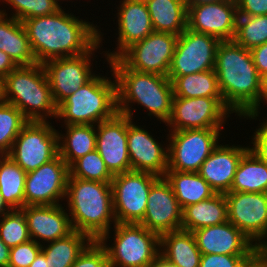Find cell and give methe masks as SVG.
I'll return each mask as SVG.
<instances>
[{
  "label": "cell",
  "mask_w": 267,
  "mask_h": 267,
  "mask_svg": "<svg viewBox=\"0 0 267 267\" xmlns=\"http://www.w3.org/2000/svg\"><path fill=\"white\" fill-rule=\"evenodd\" d=\"M66 13L62 7L51 15L22 21L37 63L88 52L99 41V27Z\"/></svg>",
  "instance_id": "6da1fadb"
},
{
  "label": "cell",
  "mask_w": 267,
  "mask_h": 267,
  "mask_svg": "<svg viewBox=\"0 0 267 267\" xmlns=\"http://www.w3.org/2000/svg\"><path fill=\"white\" fill-rule=\"evenodd\" d=\"M214 70L225 106L239 117L248 114L261 92V77L250 50L234 41H221Z\"/></svg>",
  "instance_id": "7a4b0ae2"
},
{
  "label": "cell",
  "mask_w": 267,
  "mask_h": 267,
  "mask_svg": "<svg viewBox=\"0 0 267 267\" xmlns=\"http://www.w3.org/2000/svg\"><path fill=\"white\" fill-rule=\"evenodd\" d=\"M107 62L113 72L111 76L116 80L117 111L134 120L136 108L132 106L137 103L149 111L148 116H154L166 125L172 114L174 96L169 78L129 69L119 58Z\"/></svg>",
  "instance_id": "3957f363"
},
{
  "label": "cell",
  "mask_w": 267,
  "mask_h": 267,
  "mask_svg": "<svg viewBox=\"0 0 267 267\" xmlns=\"http://www.w3.org/2000/svg\"><path fill=\"white\" fill-rule=\"evenodd\" d=\"M65 200L74 230L86 233L92 240L111 238L112 223L116 224L111 182L68 177Z\"/></svg>",
  "instance_id": "277c9868"
},
{
  "label": "cell",
  "mask_w": 267,
  "mask_h": 267,
  "mask_svg": "<svg viewBox=\"0 0 267 267\" xmlns=\"http://www.w3.org/2000/svg\"><path fill=\"white\" fill-rule=\"evenodd\" d=\"M5 102L14 105L28 121L46 122L58 115L42 64L17 66L4 78Z\"/></svg>",
  "instance_id": "5b68a950"
},
{
  "label": "cell",
  "mask_w": 267,
  "mask_h": 267,
  "mask_svg": "<svg viewBox=\"0 0 267 267\" xmlns=\"http://www.w3.org/2000/svg\"><path fill=\"white\" fill-rule=\"evenodd\" d=\"M99 75L58 106L57 119H63L65 125H97L118 112L116 80Z\"/></svg>",
  "instance_id": "8992f818"
},
{
  "label": "cell",
  "mask_w": 267,
  "mask_h": 267,
  "mask_svg": "<svg viewBox=\"0 0 267 267\" xmlns=\"http://www.w3.org/2000/svg\"><path fill=\"white\" fill-rule=\"evenodd\" d=\"M114 243L100 241L108 254L109 267H149L159 256L160 236L139 223H116Z\"/></svg>",
  "instance_id": "52a82bcc"
},
{
  "label": "cell",
  "mask_w": 267,
  "mask_h": 267,
  "mask_svg": "<svg viewBox=\"0 0 267 267\" xmlns=\"http://www.w3.org/2000/svg\"><path fill=\"white\" fill-rule=\"evenodd\" d=\"M222 128L186 129L168 134V170L198 172L219 145Z\"/></svg>",
  "instance_id": "ba28073f"
},
{
  "label": "cell",
  "mask_w": 267,
  "mask_h": 267,
  "mask_svg": "<svg viewBox=\"0 0 267 267\" xmlns=\"http://www.w3.org/2000/svg\"><path fill=\"white\" fill-rule=\"evenodd\" d=\"M159 178L133 170L114 175L111 186L116 223H139L143 219L150 188Z\"/></svg>",
  "instance_id": "9c48e42d"
},
{
  "label": "cell",
  "mask_w": 267,
  "mask_h": 267,
  "mask_svg": "<svg viewBox=\"0 0 267 267\" xmlns=\"http://www.w3.org/2000/svg\"><path fill=\"white\" fill-rule=\"evenodd\" d=\"M49 121H29L15 139L9 155L26 173L58 155V133Z\"/></svg>",
  "instance_id": "30bf717a"
},
{
  "label": "cell",
  "mask_w": 267,
  "mask_h": 267,
  "mask_svg": "<svg viewBox=\"0 0 267 267\" xmlns=\"http://www.w3.org/2000/svg\"><path fill=\"white\" fill-rule=\"evenodd\" d=\"M102 36V32H99V41L84 54L50 59L42 64L57 106L96 75L91 68V56L101 48Z\"/></svg>",
  "instance_id": "8fae6325"
},
{
  "label": "cell",
  "mask_w": 267,
  "mask_h": 267,
  "mask_svg": "<svg viewBox=\"0 0 267 267\" xmlns=\"http://www.w3.org/2000/svg\"><path fill=\"white\" fill-rule=\"evenodd\" d=\"M220 42L215 36L186 28L178 36L167 77H179L214 69Z\"/></svg>",
  "instance_id": "7c38bea8"
},
{
  "label": "cell",
  "mask_w": 267,
  "mask_h": 267,
  "mask_svg": "<svg viewBox=\"0 0 267 267\" xmlns=\"http://www.w3.org/2000/svg\"><path fill=\"white\" fill-rule=\"evenodd\" d=\"M231 113L223 98L173 97L172 114L166 126L171 131L222 128Z\"/></svg>",
  "instance_id": "4fadbf2b"
},
{
  "label": "cell",
  "mask_w": 267,
  "mask_h": 267,
  "mask_svg": "<svg viewBox=\"0 0 267 267\" xmlns=\"http://www.w3.org/2000/svg\"><path fill=\"white\" fill-rule=\"evenodd\" d=\"M177 39L178 35L154 31L132 44L118 58L134 71L167 76Z\"/></svg>",
  "instance_id": "5bb4252c"
},
{
  "label": "cell",
  "mask_w": 267,
  "mask_h": 267,
  "mask_svg": "<svg viewBox=\"0 0 267 267\" xmlns=\"http://www.w3.org/2000/svg\"><path fill=\"white\" fill-rule=\"evenodd\" d=\"M228 221L259 247L267 239V193L227 192Z\"/></svg>",
  "instance_id": "9a60e30c"
},
{
  "label": "cell",
  "mask_w": 267,
  "mask_h": 267,
  "mask_svg": "<svg viewBox=\"0 0 267 267\" xmlns=\"http://www.w3.org/2000/svg\"><path fill=\"white\" fill-rule=\"evenodd\" d=\"M69 166L58 154L51 161L28 172L25 180V206L57 205L65 199Z\"/></svg>",
  "instance_id": "2e32d148"
},
{
  "label": "cell",
  "mask_w": 267,
  "mask_h": 267,
  "mask_svg": "<svg viewBox=\"0 0 267 267\" xmlns=\"http://www.w3.org/2000/svg\"><path fill=\"white\" fill-rule=\"evenodd\" d=\"M133 120L117 112L96 126V150L113 174L131 171L127 147V127Z\"/></svg>",
  "instance_id": "e0dca14e"
},
{
  "label": "cell",
  "mask_w": 267,
  "mask_h": 267,
  "mask_svg": "<svg viewBox=\"0 0 267 267\" xmlns=\"http://www.w3.org/2000/svg\"><path fill=\"white\" fill-rule=\"evenodd\" d=\"M237 4L220 0L187 7V28L209 34L220 41H233L236 33Z\"/></svg>",
  "instance_id": "ac0fdd59"
},
{
  "label": "cell",
  "mask_w": 267,
  "mask_h": 267,
  "mask_svg": "<svg viewBox=\"0 0 267 267\" xmlns=\"http://www.w3.org/2000/svg\"><path fill=\"white\" fill-rule=\"evenodd\" d=\"M182 208L164 177H160L150 188L143 219L139 222L159 236L181 229Z\"/></svg>",
  "instance_id": "d6986e66"
},
{
  "label": "cell",
  "mask_w": 267,
  "mask_h": 267,
  "mask_svg": "<svg viewBox=\"0 0 267 267\" xmlns=\"http://www.w3.org/2000/svg\"><path fill=\"white\" fill-rule=\"evenodd\" d=\"M134 124L127 127V147L131 170L164 177L168 170V144L158 143L148 131Z\"/></svg>",
  "instance_id": "ffe728a7"
},
{
  "label": "cell",
  "mask_w": 267,
  "mask_h": 267,
  "mask_svg": "<svg viewBox=\"0 0 267 267\" xmlns=\"http://www.w3.org/2000/svg\"><path fill=\"white\" fill-rule=\"evenodd\" d=\"M64 207L62 204L22 207L20 210L26 218L30 238L42 245L71 234L74 229L67 208Z\"/></svg>",
  "instance_id": "44dd1931"
},
{
  "label": "cell",
  "mask_w": 267,
  "mask_h": 267,
  "mask_svg": "<svg viewBox=\"0 0 267 267\" xmlns=\"http://www.w3.org/2000/svg\"><path fill=\"white\" fill-rule=\"evenodd\" d=\"M118 8V37L116 51L105 52L107 61L118 58L132 44L154 32L146 2L122 0Z\"/></svg>",
  "instance_id": "7402d4cb"
},
{
  "label": "cell",
  "mask_w": 267,
  "mask_h": 267,
  "mask_svg": "<svg viewBox=\"0 0 267 267\" xmlns=\"http://www.w3.org/2000/svg\"><path fill=\"white\" fill-rule=\"evenodd\" d=\"M202 254L250 255L257 247L229 221L192 232Z\"/></svg>",
  "instance_id": "603a6c76"
},
{
  "label": "cell",
  "mask_w": 267,
  "mask_h": 267,
  "mask_svg": "<svg viewBox=\"0 0 267 267\" xmlns=\"http://www.w3.org/2000/svg\"><path fill=\"white\" fill-rule=\"evenodd\" d=\"M219 145L202 163L198 174L206 180L216 193L230 192L237 166L249 146Z\"/></svg>",
  "instance_id": "cb8c5ba5"
},
{
  "label": "cell",
  "mask_w": 267,
  "mask_h": 267,
  "mask_svg": "<svg viewBox=\"0 0 267 267\" xmlns=\"http://www.w3.org/2000/svg\"><path fill=\"white\" fill-rule=\"evenodd\" d=\"M159 255L176 267H199L202 253L192 232L180 229L160 235Z\"/></svg>",
  "instance_id": "d4e9b609"
},
{
  "label": "cell",
  "mask_w": 267,
  "mask_h": 267,
  "mask_svg": "<svg viewBox=\"0 0 267 267\" xmlns=\"http://www.w3.org/2000/svg\"><path fill=\"white\" fill-rule=\"evenodd\" d=\"M228 221V204L224 194L185 207L182 211L181 229L193 232L197 229L219 225Z\"/></svg>",
  "instance_id": "484cf974"
},
{
  "label": "cell",
  "mask_w": 267,
  "mask_h": 267,
  "mask_svg": "<svg viewBox=\"0 0 267 267\" xmlns=\"http://www.w3.org/2000/svg\"><path fill=\"white\" fill-rule=\"evenodd\" d=\"M0 50L8 54L17 66L37 63L22 22L7 14L0 19Z\"/></svg>",
  "instance_id": "4316f807"
},
{
  "label": "cell",
  "mask_w": 267,
  "mask_h": 267,
  "mask_svg": "<svg viewBox=\"0 0 267 267\" xmlns=\"http://www.w3.org/2000/svg\"><path fill=\"white\" fill-rule=\"evenodd\" d=\"M155 32L180 35L187 28V6L183 0L146 2Z\"/></svg>",
  "instance_id": "83f0119b"
},
{
  "label": "cell",
  "mask_w": 267,
  "mask_h": 267,
  "mask_svg": "<svg viewBox=\"0 0 267 267\" xmlns=\"http://www.w3.org/2000/svg\"><path fill=\"white\" fill-rule=\"evenodd\" d=\"M164 178L171 185L182 210L216 194L198 172L166 171Z\"/></svg>",
  "instance_id": "f1b7e54d"
},
{
  "label": "cell",
  "mask_w": 267,
  "mask_h": 267,
  "mask_svg": "<svg viewBox=\"0 0 267 267\" xmlns=\"http://www.w3.org/2000/svg\"><path fill=\"white\" fill-rule=\"evenodd\" d=\"M58 133V154L70 166L75 160L96 149V125H65ZM65 134V135H64Z\"/></svg>",
  "instance_id": "f546056e"
},
{
  "label": "cell",
  "mask_w": 267,
  "mask_h": 267,
  "mask_svg": "<svg viewBox=\"0 0 267 267\" xmlns=\"http://www.w3.org/2000/svg\"><path fill=\"white\" fill-rule=\"evenodd\" d=\"M91 241L86 233L74 230L66 237L42 244L47 267H71Z\"/></svg>",
  "instance_id": "4dcf8cb0"
},
{
  "label": "cell",
  "mask_w": 267,
  "mask_h": 267,
  "mask_svg": "<svg viewBox=\"0 0 267 267\" xmlns=\"http://www.w3.org/2000/svg\"><path fill=\"white\" fill-rule=\"evenodd\" d=\"M230 191L267 193V165L250 150L239 161Z\"/></svg>",
  "instance_id": "1f68e13d"
},
{
  "label": "cell",
  "mask_w": 267,
  "mask_h": 267,
  "mask_svg": "<svg viewBox=\"0 0 267 267\" xmlns=\"http://www.w3.org/2000/svg\"><path fill=\"white\" fill-rule=\"evenodd\" d=\"M27 173L7 154L0 156V192L12 210L25 206Z\"/></svg>",
  "instance_id": "d6a6232c"
},
{
  "label": "cell",
  "mask_w": 267,
  "mask_h": 267,
  "mask_svg": "<svg viewBox=\"0 0 267 267\" xmlns=\"http://www.w3.org/2000/svg\"><path fill=\"white\" fill-rule=\"evenodd\" d=\"M172 83L173 97L222 98L215 70L203 71L179 77H168Z\"/></svg>",
  "instance_id": "836d02e7"
},
{
  "label": "cell",
  "mask_w": 267,
  "mask_h": 267,
  "mask_svg": "<svg viewBox=\"0 0 267 267\" xmlns=\"http://www.w3.org/2000/svg\"><path fill=\"white\" fill-rule=\"evenodd\" d=\"M233 41L246 48L252 49L267 42V15L243 16L238 15L236 33Z\"/></svg>",
  "instance_id": "e575fe53"
},
{
  "label": "cell",
  "mask_w": 267,
  "mask_h": 267,
  "mask_svg": "<svg viewBox=\"0 0 267 267\" xmlns=\"http://www.w3.org/2000/svg\"><path fill=\"white\" fill-rule=\"evenodd\" d=\"M29 121L14 105L8 102L0 103V153L8 154L12 145Z\"/></svg>",
  "instance_id": "d590c367"
},
{
  "label": "cell",
  "mask_w": 267,
  "mask_h": 267,
  "mask_svg": "<svg viewBox=\"0 0 267 267\" xmlns=\"http://www.w3.org/2000/svg\"><path fill=\"white\" fill-rule=\"evenodd\" d=\"M69 177L83 180L111 182L114 175L108 170L102 157L95 149L75 160L69 166Z\"/></svg>",
  "instance_id": "8d00e7d4"
},
{
  "label": "cell",
  "mask_w": 267,
  "mask_h": 267,
  "mask_svg": "<svg viewBox=\"0 0 267 267\" xmlns=\"http://www.w3.org/2000/svg\"><path fill=\"white\" fill-rule=\"evenodd\" d=\"M0 238L9 248L31 239L26 218L21 210H12L0 219Z\"/></svg>",
  "instance_id": "74e56055"
},
{
  "label": "cell",
  "mask_w": 267,
  "mask_h": 267,
  "mask_svg": "<svg viewBox=\"0 0 267 267\" xmlns=\"http://www.w3.org/2000/svg\"><path fill=\"white\" fill-rule=\"evenodd\" d=\"M71 267H109L105 247L99 240H92Z\"/></svg>",
  "instance_id": "f35d334b"
},
{
  "label": "cell",
  "mask_w": 267,
  "mask_h": 267,
  "mask_svg": "<svg viewBox=\"0 0 267 267\" xmlns=\"http://www.w3.org/2000/svg\"><path fill=\"white\" fill-rule=\"evenodd\" d=\"M41 246L30 239L25 243L10 248L8 267H29L42 251Z\"/></svg>",
  "instance_id": "ab89813d"
},
{
  "label": "cell",
  "mask_w": 267,
  "mask_h": 267,
  "mask_svg": "<svg viewBox=\"0 0 267 267\" xmlns=\"http://www.w3.org/2000/svg\"><path fill=\"white\" fill-rule=\"evenodd\" d=\"M249 255L202 254L199 267H241Z\"/></svg>",
  "instance_id": "60d3db41"
},
{
  "label": "cell",
  "mask_w": 267,
  "mask_h": 267,
  "mask_svg": "<svg viewBox=\"0 0 267 267\" xmlns=\"http://www.w3.org/2000/svg\"><path fill=\"white\" fill-rule=\"evenodd\" d=\"M255 130L252 136L253 146L249 150L262 162L267 165V120Z\"/></svg>",
  "instance_id": "b9f144b4"
},
{
  "label": "cell",
  "mask_w": 267,
  "mask_h": 267,
  "mask_svg": "<svg viewBox=\"0 0 267 267\" xmlns=\"http://www.w3.org/2000/svg\"><path fill=\"white\" fill-rule=\"evenodd\" d=\"M237 10L243 16L267 15V0H239Z\"/></svg>",
  "instance_id": "7bdbcfd3"
},
{
  "label": "cell",
  "mask_w": 267,
  "mask_h": 267,
  "mask_svg": "<svg viewBox=\"0 0 267 267\" xmlns=\"http://www.w3.org/2000/svg\"><path fill=\"white\" fill-rule=\"evenodd\" d=\"M61 7L55 0H31V18L54 14Z\"/></svg>",
  "instance_id": "ee69618b"
},
{
  "label": "cell",
  "mask_w": 267,
  "mask_h": 267,
  "mask_svg": "<svg viewBox=\"0 0 267 267\" xmlns=\"http://www.w3.org/2000/svg\"><path fill=\"white\" fill-rule=\"evenodd\" d=\"M250 53L257 68L258 74L262 78L267 75V42L250 49Z\"/></svg>",
  "instance_id": "f6af8a7d"
},
{
  "label": "cell",
  "mask_w": 267,
  "mask_h": 267,
  "mask_svg": "<svg viewBox=\"0 0 267 267\" xmlns=\"http://www.w3.org/2000/svg\"><path fill=\"white\" fill-rule=\"evenodd\" d=\"M5 4H9L13 8L12 16L18 21L31 18V0H2Z\"/></svg>",
  "instance_id": "bcb514c9"
},
{
  "label": "cell",
  "mask_w": 267,
  "mask_h": 267,
  "mask_svg": "<svg viewBox=\"0 0 267 267\" xmlns=\"http://www.w3.org/2000/svg\"><path fill=\"white\" fill-rule=\"evenodd\" d=\"M241 267H267V248L257 247Z\"/></svg>",
  "instance_id": "7dc6e473"
},
{
  "label": "cell",
  "mask_w": 267,
  "mask_h": 267,
  "mask_svg": "<svg viewBox=\"0 0 267 267\" xmlns=\"http://www.w3.org/2000/svg\"><path fill=\"white\" fill-rule=\"evenodd\" d=\"M262 101H264V103L266 102L267 103V75L266 76H263L261 78V92H260V98H259V101H258V104L246 115H243V116H240V118L243 117L246 118V119H257V117H259V114H260V106L261 104L260 103H263Z\"/></svg>",
  "instance_id": "c3c4849f"
},
{
  "label": "cell",
  "mask_w": 267,
  "mask_h": 267,
  "mask_svg": "<svg viewBox=\"0 0 267 267\" xmlns=\"http://www.w3.org/2000/svg\"><path fill=\"white\" fill-rule=\"evenodd\" d=\"M16 67L10 56L0 50V76L5 78Z\"/></svg>",
  "instance_id": "681fc988"
},
{
  "label": "cell",
  "mask_w": 267,
  "mask_h": 267,
  "mask_svg": "<svg viewBox=\"0 0 267 267\" xmlns=\"http://www.w3.org/2000/svg\"><path fill=\"white\" fill-rule=\"evenodd\" d=\"M10 248L0 238V267H8Z\"/></svg>",
  "instance_id": "f907efd6"
},
{
  "label": "cell",
  "mask_w": 267,
  "mask_h": 267,
  "mask_svg": "<svg viewBox=\"0 0 267 267\" xmlns=\"http://www.w3.org/2000/svg\"><path fill=\"white\" fill-rule=\"evenodd\" d=\"M29 267H47L46 257L43 251H41L35 260L29 265Z\"/></svg>",
  "instance_id": "816d5d0a"
},
{
  "label": "cell",
  "mask_w": 267,
  "mask_h": 267,
  "mask_svg": "<svg viewBox=\"0 0 267 267\" xmlns=\"http://www.w3.org/2000/svg\"><path fill=\"white\" fill-rule=\"evenodd\" d=\"M149 267H176V266L169 263L159 255Z\"/></svg>",
  "instance_id": "f5cc1de1"
},
{
  "label": "cell",
  "mask_w": 267,
  "mask_h": 267,
  "mask_svg": "<svg viewBox=\"0 0 267 267\" xmlns=\"http://www.w3.org/2000/svg\"><path fill=\"white\" fill-rule=\"evenodd\" d=\"M11 211H12V209L4 201V198L0 192V218Z\"/></svg>",
  "instance_id": "db71d44e"
},
{
  "label": "cell",
  "mask_w": 267,
  "mask_h": 267,
  "mask_svg": "<svg viewBox=\"0 0 267 267\" xmlns=\"http://www.w3.org/2000/svg\"><path fill=\"white\" fill-rule=\"evenodd\" d=\"M186 4V6H190V5H197V4H204V3H215L218 2L220 0H183Z\"/></svg>",
  "instance_id": "11a10c76"
},
{
  "label": "cell",
  "mask_w": 267,
  "mask_h": 267,
  "mask_svg": "<svg viewBox=\"0 0 267 267\" xmlns=\"http://www.w3.org/2000/svg\"><path fill=\"white\" fill-rule=\"evenodd\" d=\"M5 101L4 97V78L0 76V103Z\"/></svg>",
  "instance_id": "9f6ffc18"
},
{
  "label": "cell",
  "mask_w": 267,
  "mask_h": 267,
  "mask_svg": "<svg viewBox=\"0 0 267 267\" xmlns=\"http://www.w3.org/2000/svg\"><path fill=\"white\" fill-rule=\"evenodd\" d=\"M6 14H7L6 10L4 11V10L0 9V19L2 18L3 15H6Z\"/></svg>",
  "instance_id": "6f0895ef"
},
{
  "label": "cell",
  "mask_w": 267,
  "mask_h": 267,
  "mask_svg": "<svg viewBox=\"0 0 267 267\" xmlns=\"http://www.w3.org/2000/svg\"><path fill=\"white\" fill-rule=\"evenodd\" d=\"M259 247L267 248V241H264Z\"/></svg>",
  "instance_id": "680465c9"
},
{
  "label": "cell",
  "mask_w": 267,
  "mask_h": 267,
  "mask_svg": "<svg viewBox=\"0 0 267 267\" xmlns=\"http://www.w3.org/2000/svg\"><path fill=\"white\" fill-rule=\"evenodd\" d=\"M223 1H228V2L235 3V4H237L239 2V0H223Z\"/></svg>",
  "instance_id": "91938a15"
},
{
  "label": "cell",
  "mask_w": 267,
  "mask_h": 267,
  "mask_svg": "<svg viewBox=\"0 0 267 267\" xmlns=\"http://www.w3.org/2000/svg\"><path fill=\"white\" fill-rule=\"evenodd\" d=\"M132 1L147 2L148 0H132Z\"/></svg>",
  "instance_id": "94428289"
}]
</instances>
